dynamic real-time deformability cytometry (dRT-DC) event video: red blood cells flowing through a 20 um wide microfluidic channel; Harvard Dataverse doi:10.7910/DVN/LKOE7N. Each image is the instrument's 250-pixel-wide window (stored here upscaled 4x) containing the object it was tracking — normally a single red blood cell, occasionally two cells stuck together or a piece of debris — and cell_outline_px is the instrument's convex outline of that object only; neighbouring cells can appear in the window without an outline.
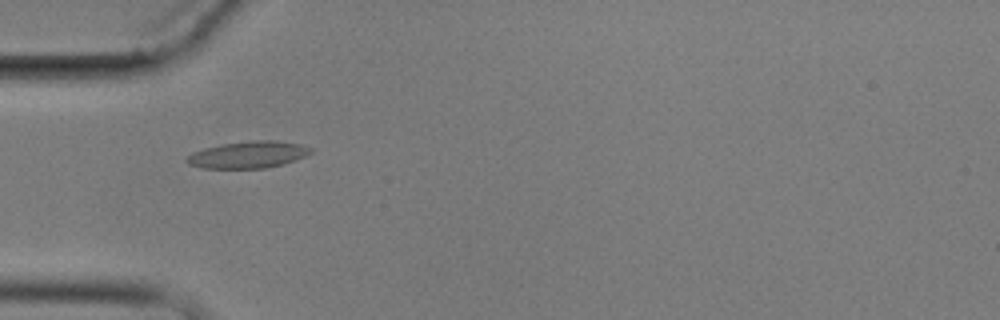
{"species": "common noctule bat (a hibernating species)", "species_latin": "Nyctalus noctula", "temperature_condition": "cold", "stored_images_in_passage": 5, "camera_frame_rate_fps": 3000, "um_per_image_px": 0.085, "animal": {"sex": "male", "body_mass_g": 17.9}, "frame": {"image": 1, "passage_image": 4, "time_ms": 3.667, "image_size_px": [1000, 320], "cell_outline_px": [[312, 152], [304, 156], [284, 164], [264, 168], [200, 168], [188, 164], [184, 160], [192, 152], [204, 148], [220, 144], [252, 140], [276, 140], [300, 144], [312, 148]], "centroid_in_image_um": [21.06, 13.14], "position_along_channel_um": 63.9, "area_um2": 19.48}}
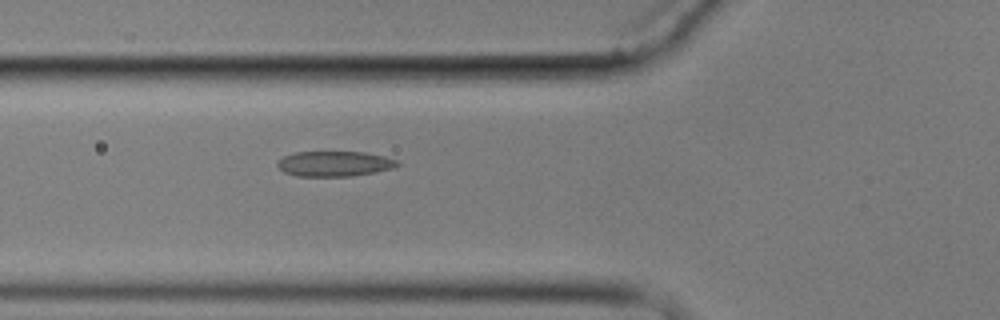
{"frame": {"image": 2, "passage_image": 5, "time_ms": 4.667, "image_size_px": [1000, 320], "cell_outline_px": [[400, 164], [396, 168], [376, 172], [352, 176], [296, 176], [284, 172], [276, 164], [284, 156], [296, 152], [364, 152], [384, 156], [396, 160]], "centroid_in_image_um": [28.47, 13.92], "position_along_channel_um": 97.3, "area_um2": 17.63}}